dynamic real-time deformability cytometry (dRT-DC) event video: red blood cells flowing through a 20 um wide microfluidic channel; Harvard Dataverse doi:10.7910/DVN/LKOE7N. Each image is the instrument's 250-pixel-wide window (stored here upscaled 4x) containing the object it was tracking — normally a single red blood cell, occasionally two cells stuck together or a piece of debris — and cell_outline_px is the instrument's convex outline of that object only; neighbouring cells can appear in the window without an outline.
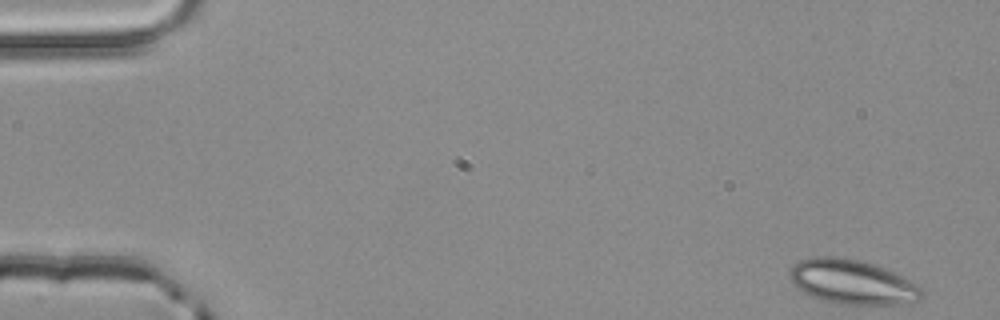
{"species": "common noctule bat (a hibernating species)", "species_latin": "Nyctalus noctula", "temperature_condition": "room temperature", "stored_images_in_passage": 3, "camera_frame_rate_fps": 3000, "um_per_image_px": 0.085, "animal": {"sex": "male", "body_mass_g": 20.4}, "frame": {"image": 1, "passage_image": 1, "time_ms": 0.0, "image_size_px": [1000, 320], "cell_outline_px": [[924, 296], [920, 300], [896, 304], [836, 304], [820, 300], [796, 288], [792, 284], [788, 272], [800, 260], [816, 256], [836, 256], [860, 260], [884, 268], [904, 276], [920, 288], [924, 292]], "centroid_in_image_um": [72.42, 23.97], "position_along_channel_um": 12.6, "area_um2": 34.28}}